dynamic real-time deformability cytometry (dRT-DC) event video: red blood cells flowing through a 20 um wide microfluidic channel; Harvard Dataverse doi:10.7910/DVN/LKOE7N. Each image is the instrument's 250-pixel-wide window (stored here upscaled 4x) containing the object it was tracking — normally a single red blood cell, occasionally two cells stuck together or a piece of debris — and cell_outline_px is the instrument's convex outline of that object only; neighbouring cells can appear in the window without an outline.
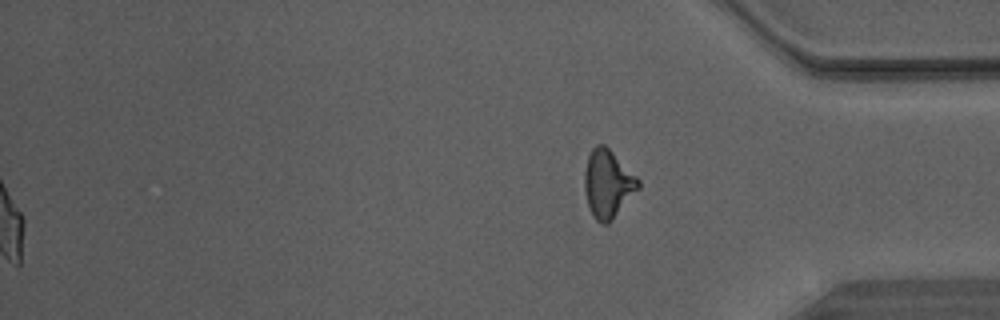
{"species": "Egyptian fruit bat (a non-hibernating species)", "species_latin": "Rousettus aegyptiacus", "temperature_condition": "warm", "stored_images_in_passage": 47, "segment_of_instrument_passage": [2, 2], "camera_frame_rate_fps": 3000, "um_per_image_px": 0.085, "animal": {"sex": "male"}, "frame": {"image": 1, "passage_image": 47, "time_ms": 15.333, "image_size_px": [1000, 320], "cell_outline_px": [[640, 188], [608, 224], [604, 224], [596, 220], [588, 204], [584, 184], [584, 176], [588, 156], [592, 148], [596, 144], [604, 144], [640, 180]], "centroid_in_image_um": [51.67, 15.62], "position_along_channel_um": 383.5, "area_um2": 20.92}}